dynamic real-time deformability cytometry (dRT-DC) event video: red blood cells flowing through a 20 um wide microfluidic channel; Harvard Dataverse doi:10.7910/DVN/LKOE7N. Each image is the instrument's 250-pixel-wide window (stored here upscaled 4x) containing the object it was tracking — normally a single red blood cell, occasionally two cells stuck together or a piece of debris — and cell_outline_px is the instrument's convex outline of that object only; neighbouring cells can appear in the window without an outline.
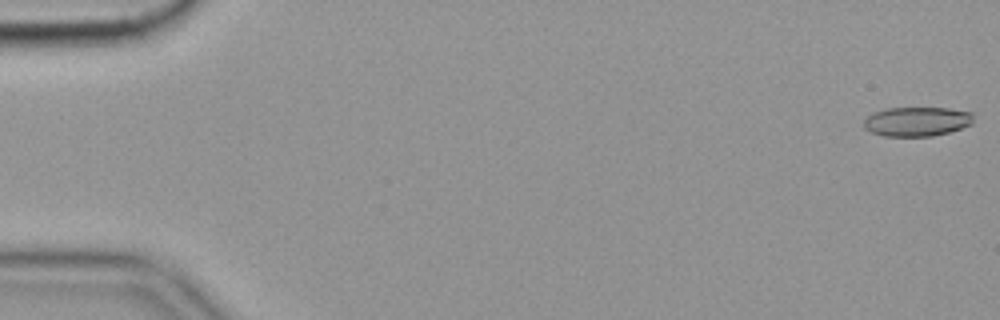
{"species": "common noctule bat (a hibernating species)", "species_latin": "Nyctalus noctula", "temperature_condition": "cold", "stored_images_in_passage": 57, "camera_frame_rate_fps": 3000, "um_per_image_px": 0.085, "animal": {"sex": "female", "body_mass_g": 19.9}, "frame": {"image": 1, "passage_image": 1, "time_ms": 0.0, "image_size_px": [1000, 320], "cell_outline_px": [[972, 124], [948, 132], [932, 136], [884, 136], [872, 132], [864, 128], [864, 120], [872, 112], [884, 108], [948, 108], [972, 112]], "centroid_in_image_um": [77.91, 10.32], "position_along_channel_um": 7.1, "area_um2": 18.73}}
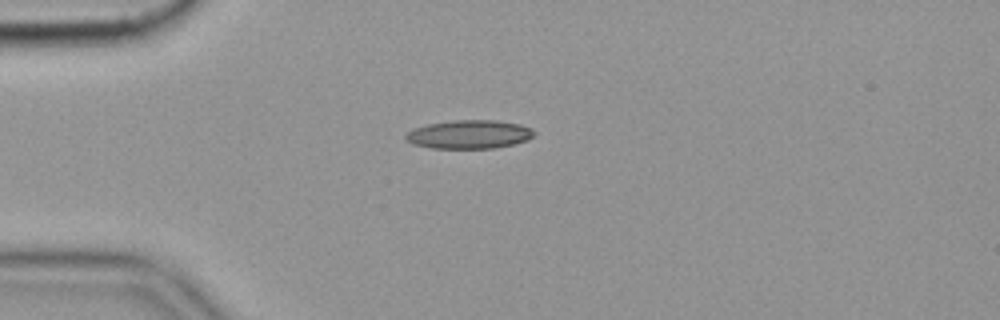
{"frame": {"image": 2, "passage_image": 15, "time_ms": 4.667, "image_size_px": [1000, 320], "cell_outline_px": [[536, 132], [528, 140], [496, 148], [432, 148], [412, 144], [404, 140], [404, 136], [412, 128], [428, 124], [452, 120], [496, 120], [520, 124], [532, 128]], "centroid_in_image_um": [39.86, 11.42], "position_along_channel_um": 45.1, "area_um2": 21.56}, "authors_computed_cell_mechanics": {"area_um2": 20.0566, "velocity_mm_per_s": 3.5462, "shape_relaxation_time_tau1_ms": null, "shape_relaxation_time_tau2_ms": 6.9799, "deformation_change_tau1": null, "deformation_change_tau2": 0.1675}}